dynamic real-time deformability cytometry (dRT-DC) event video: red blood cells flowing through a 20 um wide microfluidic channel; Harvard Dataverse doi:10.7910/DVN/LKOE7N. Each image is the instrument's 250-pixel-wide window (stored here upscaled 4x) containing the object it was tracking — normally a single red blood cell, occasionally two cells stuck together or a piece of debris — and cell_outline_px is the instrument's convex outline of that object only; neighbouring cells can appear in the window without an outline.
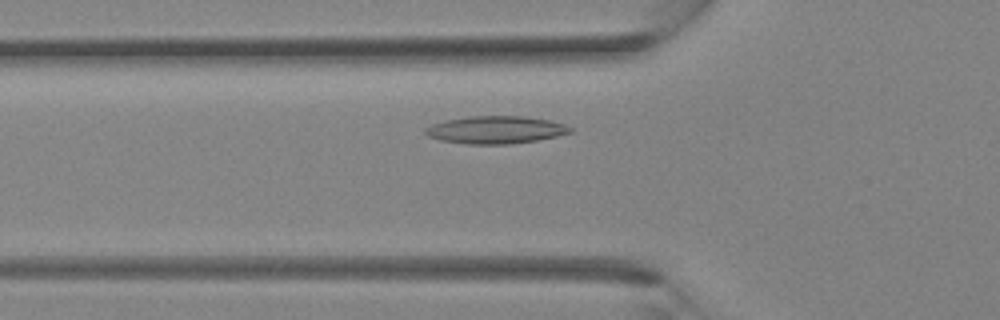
{"species": "Egyptian fruit bat (a non-hibernating species)", "species_latin": "Rousettus aegyptiacus", "temperature_condition": "room temperature", "stored_images_in_passage": 30, "camera_frame_rate_fps": 3000, "um_per_image_px": 0.085, "animal": {"sex": "female"}, "frame": {"image": 1, "passage_image": 7, "time_ms": 2.0, "image_size_px": [1000, 320], "cell_outline_px": [[572, 132], [556, 136], [536, 140], [508, 144], [464, 144], [440, 140], [428, 136], [424, 132], [424, 128], [432, 124], [444, 120], [468, 116], [524, 116], [548, 120], [564, 124], [572, 128]], "centroid_in_image_um": [42.08, 11.03], "position_along_channel_um": 83.7, "area_um2": 23.29}}
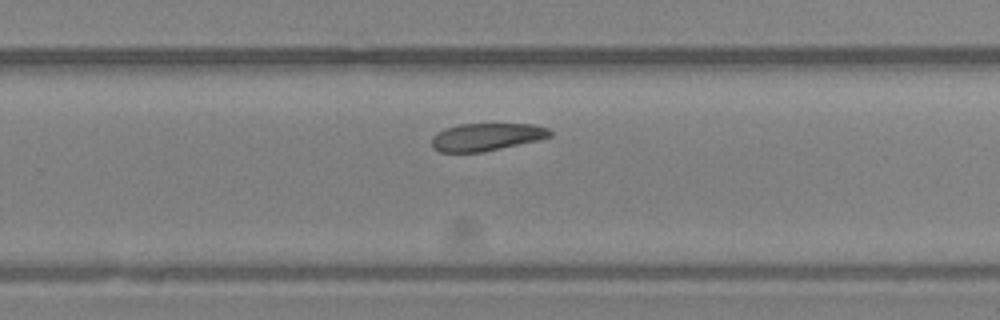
{"frame": {"image": 2, "passage_image": 18, "time_ms": 5.667, "image_size_px": [1000, 320], "cell_outline_px": [[552, 136], [540, 140], [484, 152], [440, 152], [432, 148], [432, 136], [436, 132], [444, 128], [460, 124], [532, 124], [548, 128], [552, 132]], "centroid_in_image_um": [41.35, 11.64], "position_along_channel_um": 288.5, "area_um2": 19.25}}
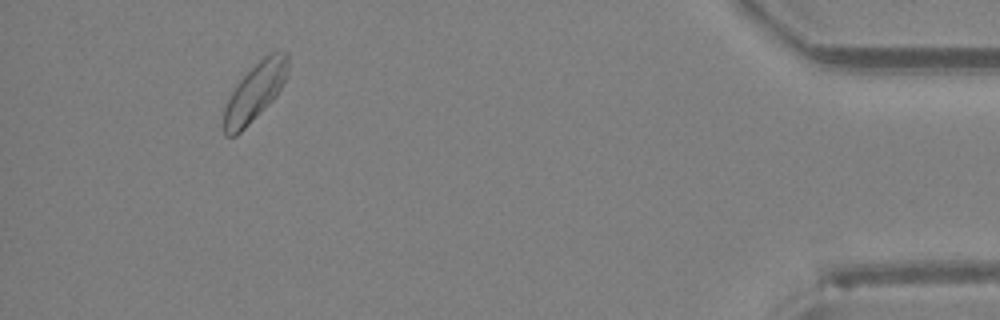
{"frame": {"image": 3, "passage_image": 28, "time_ms": 9.0, "image_size_px": [1000, 320], "cell_outline_px": [[288, 72], [284, 84], [276, 96], [236, 136], [224, 136], [224, 108], [236, 84], [268, 52], [288, 52]], "centroid_in_image_um": [21.69, 7.8], "position_along_channel_um": 413.5, "area_um2": 21.21}}